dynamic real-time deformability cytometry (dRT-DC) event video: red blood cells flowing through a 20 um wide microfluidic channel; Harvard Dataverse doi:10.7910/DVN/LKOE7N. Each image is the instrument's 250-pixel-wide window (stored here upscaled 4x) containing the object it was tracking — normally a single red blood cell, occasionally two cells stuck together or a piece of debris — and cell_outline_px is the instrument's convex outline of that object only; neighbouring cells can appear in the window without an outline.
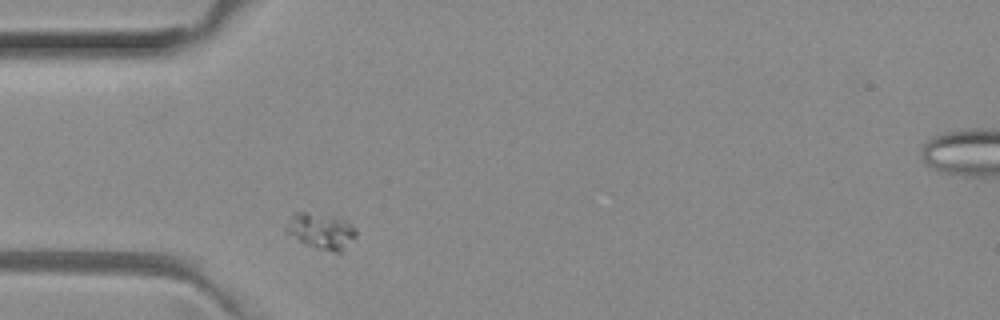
{"species": "common noctule bat (a hibernating species)", "species_latin": "Nyctalus noctula", "temperature_condition": "room temperature", "stored_images_in_passage": 40, "camera_frame_rate_fps": 3000, "um_per_image_px": 0.085, "animal": {"sex": "female", "body_mass_g": 29.2, "forearm_length_mm": 56.3}, "frame": {"image": 1, "passage_image": 1, "time_ms": 0.0, "image_size_px": [1000, 320], "cell_outline_px": [[356, 236], [340, 252], [336, 252], [316, 248], [304, 244], [284, 232], [284, 228], [292, 216], [296, 212], [308, 212], [336, 216], [348, 220], [356, 228]], "centroid_in_image_um": [27.29, 19.62], "position_along_channel_um": 57.7, "area_um2": 14.8}}
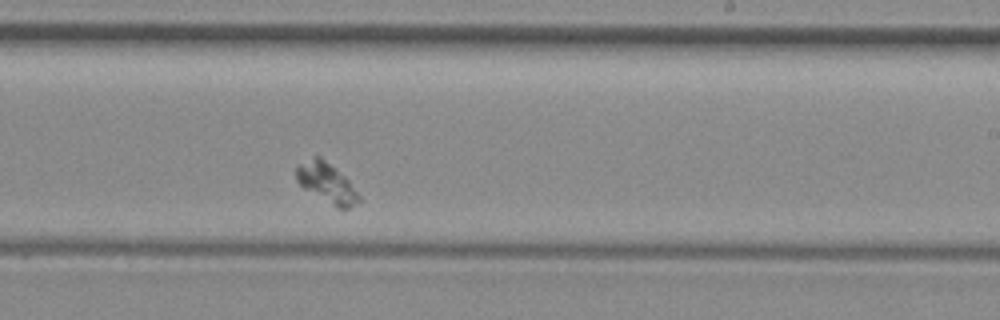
{"frame": {"image": 2, "passage_image": 18, "time_ms": 5.667, "image_size_px": [1000, 320], "cell_outline_px": [[360, 200], [348, 208], [336, 208], [304, 188], [296, 180], [296, 168], [300, 164], [312, 156], [320, 156], [344, 176], [348, 180], [360, 196]], "centroid_in_image_um": [27.75, 15.54], "position_along_channel_um": 261.2, "area_um2": 14.22}}
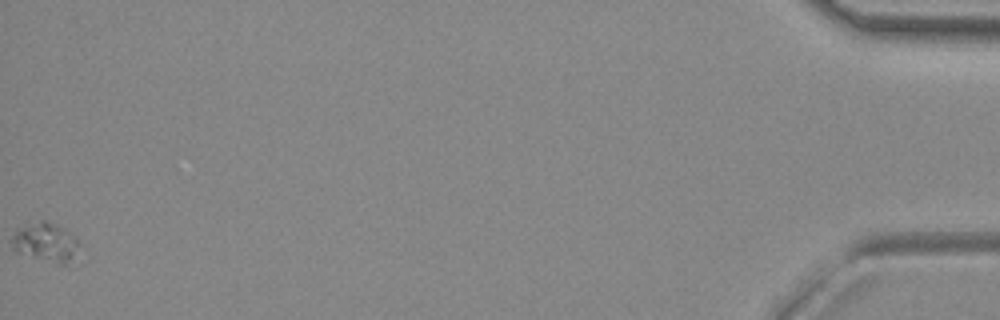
{"frame": {"image": 3, "passage_image": 40, "time_ms": 13.0, "image_size_px": [1000, 320], "cell_outline_px": [[76, 244], [72, 260], [64, 264], [60, 264], [32, 256], [20, 252], [12, 248], [12, 236], [16, 232], [28, 224], [40, 220], [44, 220], [56, 224], [64, 228], [76, 240]], "centroid_in_image_um": [3.85, 20.57], "position_along_channel_um": 431.4, "area_um2": 14.39}}